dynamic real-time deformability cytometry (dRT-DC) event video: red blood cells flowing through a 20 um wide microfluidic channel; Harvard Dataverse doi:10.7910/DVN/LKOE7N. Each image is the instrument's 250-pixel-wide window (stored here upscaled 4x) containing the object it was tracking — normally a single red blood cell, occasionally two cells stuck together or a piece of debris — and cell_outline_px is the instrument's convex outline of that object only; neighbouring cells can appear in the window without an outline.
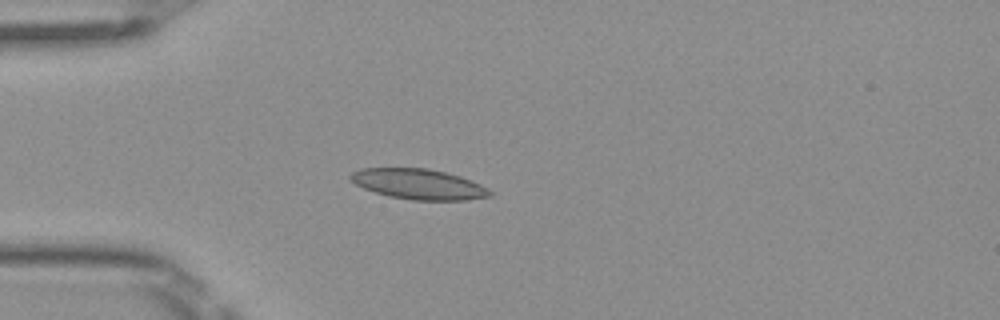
{"species": "Egyptian fruit bat (a non-hibernating species)", "species_latin": "Rousettus aegyptiacus", "temperature_condition": "room temperature", "stored_images_in_passage": 37, "camera_frame_rate_fps": 3000, "um_per_image_px": 0.085, "frame": {"image": 1, "passage_image": 1, "time_ms": 0.0, "image_size_px": [1000, 320], "cell_outline_px": [[492, 196], [468, 200], [412, 200], [388, 196], [364, 188], [348, 180], [348, 176], [352, 172], [360, 168], [428, 168], [460, 176], [480, 184], [492, 192]], "centroid_in_image_um": [35.56, 15.65], "position_along_channel_um": 49.4, "area_um2": 24.68}}
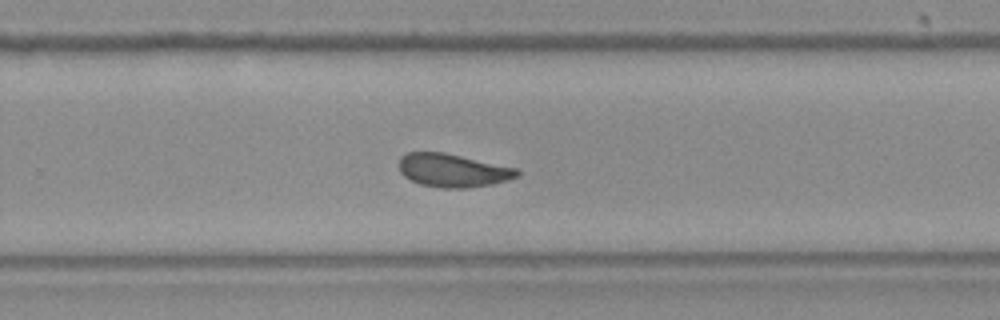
{"frame": {"image": 2, "passage_image": 20, "time_ms": 6.333, "image_size_px": [1000, 320], "cell_outline_px": [[520, 176], [492, 184], [464, 188], [440, 188], [420, 184], [404, 176], [400, 172], [400, 156], [408, 152], [444, 152], [516, 168], [520, 172]], "centroid_in_image_um": [38.48, 14.48], "position_along_channel_um": 291.3, "area_um2": 22.77}}
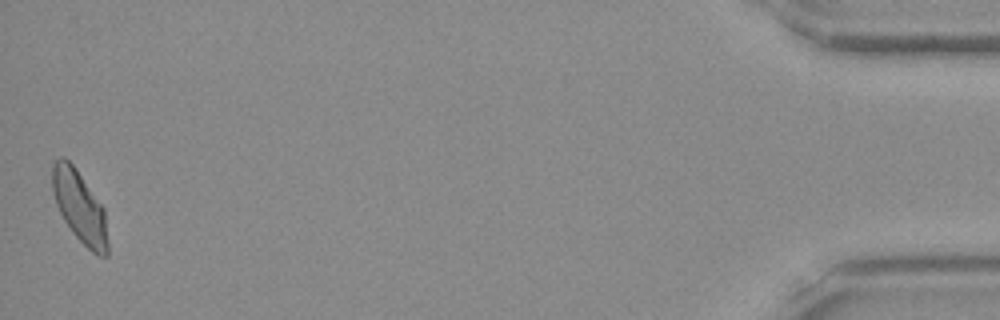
{"frame": {"image": 3, "passage_image": 37, "time_ms": 12.0, "image_size_px": [1000, 320], "cell_outline_px": [[108, 256], [96, 256], [72, 232], [64, 220], [56, 204], [52, 192], [52, 164], [60, 156], [64, 156], [76, 168], [104, 208], [108, 240]], "centroid_in_image_um": [6.77, 17.58], "position_along_channel_um": 428.4, "area_um2": 23.24}, "authors_computed_cell_mechanics": {"area_um2": 23.0622, "velocity_mm_per_s": 4.0303, "shape_relaxation_time_tau1_ms": null, "shape_relaxation_time_tau2_ms": 1.4423, "deformation_change_tau1": null, "deformation_change_tau2": 0.0677}}